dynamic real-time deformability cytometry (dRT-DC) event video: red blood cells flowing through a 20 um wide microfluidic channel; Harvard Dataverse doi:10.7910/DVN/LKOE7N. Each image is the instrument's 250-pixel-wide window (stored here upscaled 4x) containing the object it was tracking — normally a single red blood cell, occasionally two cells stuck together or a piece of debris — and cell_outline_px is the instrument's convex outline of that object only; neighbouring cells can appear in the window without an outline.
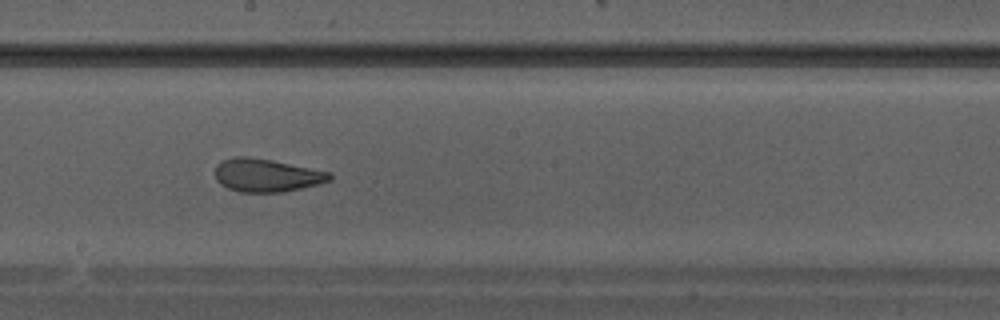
{"species": "Egyptian fruit bat (a non-hibernating species)", "species_latin": "Rousettus aegyptiacus", "temperature_condition": "warm", "stored_images_in_passage": 35, "camera_frame_rate_fps": 3000, "um_per_image_px": 0.085, "animal": {"sex": "male"}, "frame": {"image": 1, "passage_image": 20, "time_ms": 6.333, "image_size_px": [1000, 320], "cell_outline_px": [[332, 180], [300, 188], [280, 192], [240, 192], [228, 188], [220, 184], [216, 180], [216, 164], [224, 160], [236, 156], [248, 156], [272, 160], [332, 172]], "centroid_in_image_um": [22.66, 14.89], "position_along_channel_um": 225.5, "area_um2": 22.02}}